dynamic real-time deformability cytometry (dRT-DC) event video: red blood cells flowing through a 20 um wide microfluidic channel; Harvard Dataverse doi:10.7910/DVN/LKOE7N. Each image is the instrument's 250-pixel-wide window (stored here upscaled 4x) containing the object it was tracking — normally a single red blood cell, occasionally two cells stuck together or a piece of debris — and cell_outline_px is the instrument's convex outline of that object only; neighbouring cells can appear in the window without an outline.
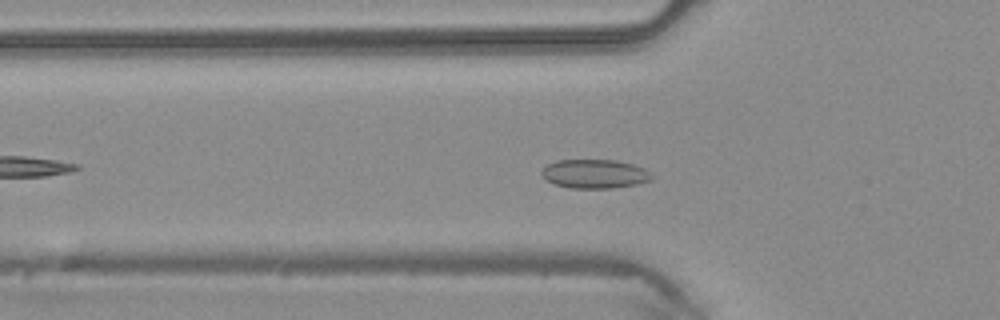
{"species": "common noctule bat (a hibernating species)", "species_latin": "Nyctalus noctula", "temperature_condition": "warm", "stored_images_in_passage": 44, "camera_frame_rate_fps": 3000, "um_per_image_px": 0.085, "animal": {"sex": "male", "body_mass_g": 20.4}, "frame": {"image": 1, "passage_image": 14, "time_ms": 4.333, "image_size_px": [1000, 320], "cell_outline_px": [[656, 176], [652, 180], [636, 184], [612, 188], [572, 188], [556, 184], [548, 180], [540, 172], [548, 164], [556, 160], [616, 160], [632, 164], [644, 168]], "centroid_in_image_um": [50.61, 14.77], "position_along_channel_um": 75.2, "area_um2": 18.5}}
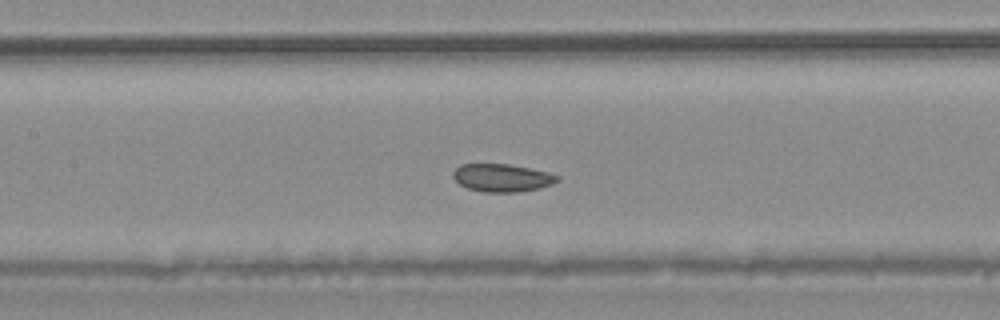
{"frame": {"image": 2, "passage_image": 20, "time_ms": 6.333, "image_size_px": [1000, 320], "cell_outline_px": [[560, 176], [552, 184], [540, 188], [520, 192], [484, 192], [468, 188], [460, 184], [452, 176], [452, 172], [460, 164], [508, 164], [548, 172]], "centroid_in_image_um": [42.66, 15.11], "position_along_channel_um": 164.7, "area_um2": 16.82}}
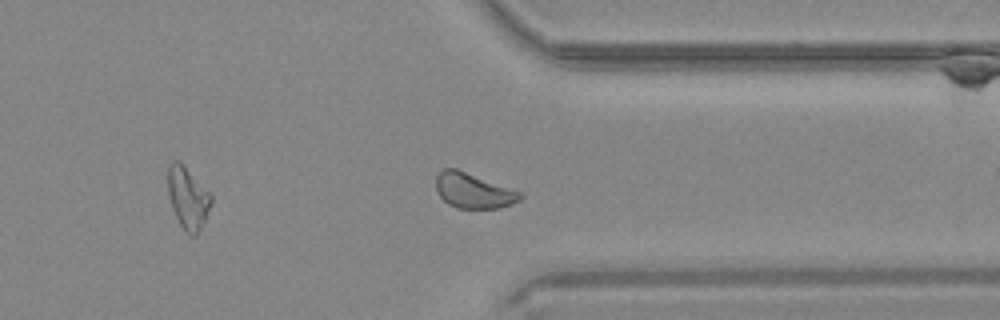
{"frame": {"image": 3, "passage_image": 34, "time_ms": 11.0, "image_size_px": [1000, 320], "cell_outline_px": [[524, 196], [520, 200], [512, 204], [500, 208], [456, 208], [448, 204], [440, 196], [436, 188], [436, 176], [444, 168], [456, 168], [520, 192]], "centroid_in_image_um": [40.22, 16.22], "position_along_channel_um": 371.2, "area_um2": 17.05}}